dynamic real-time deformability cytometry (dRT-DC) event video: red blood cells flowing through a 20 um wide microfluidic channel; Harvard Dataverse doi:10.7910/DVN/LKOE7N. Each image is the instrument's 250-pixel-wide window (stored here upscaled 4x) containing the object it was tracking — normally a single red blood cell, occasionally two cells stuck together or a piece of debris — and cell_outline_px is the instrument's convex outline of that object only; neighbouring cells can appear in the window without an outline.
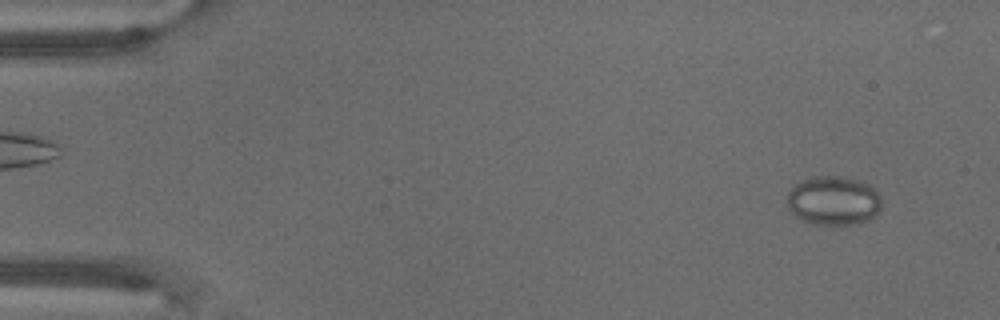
{"species": "common noctule bat (a hibernating species)", "species_latin": "Nyctalus noctula", "temperature_condition": "warm", "stored_images_in_passage": 71, "camera_frame_rate_fps": 3000, "um_per_image_px": 0.085, "animal": {"sex": "male", "body_mass_g": 18.8}, "frame": {"image": 1, "passage_image": 5, "time_ms": 1.333, "image_size_px": [1000, 320], "cell_outline_px": [[880, 208], [876, 216], [868, 220], [856, 224], [808, 224], [800, 220], [788, 208], [788, 192], [796, 184], [812, 176], [840, 176], [856, 180], [868, 184], [880, 196]], "centroid_in_image_um": [70.83, 17.07], "position_along_channel_um": 14.2, "area_um2": 26.93}}
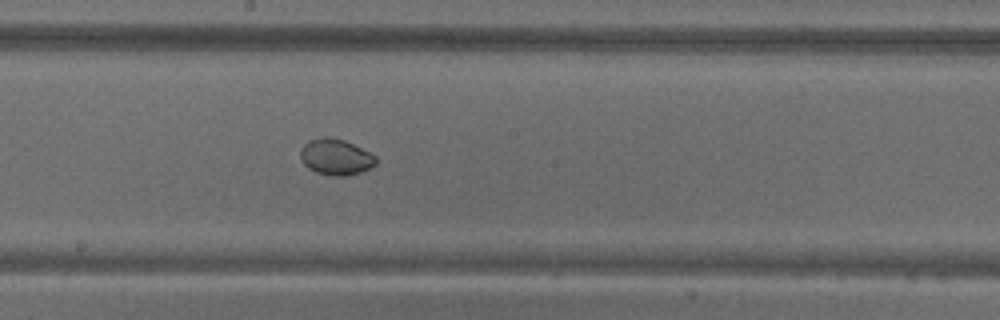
{"frame": {"image": 2, "passage_image": 39, "time_ms": 12.667, "image_size_px": [1000, 320], "cell_outline_px": [[376, 164], [360, 172], [348, 176], [332, 176], [316, 172], [308, 168], [304, 164], [300, 156], [300, 148], [308, 140], [324, 136], [328, 136], [344, 140], [376, 156]], "centroid_in_image_um": [28.5, 13.34], "position_along_channel_um": 219.7, "area_um2": 15.84}}
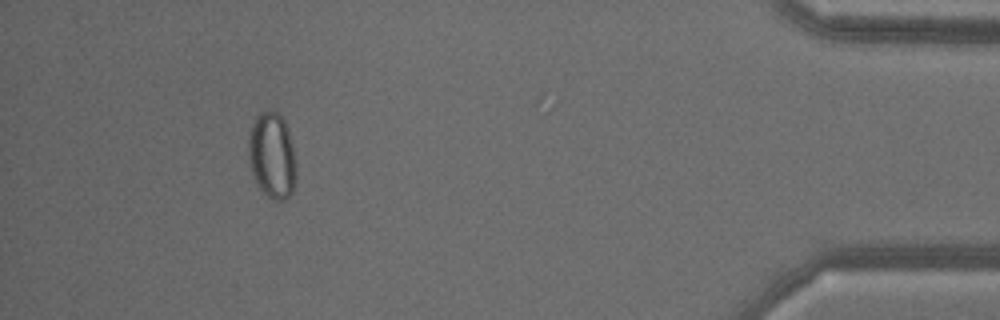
{"frame": {"image": 3, "passage_image": 65, "time_ms": 21.333, "image_size_px": [1000, 320], "cell_outline_px": [[296, 180], [292, 192], [284, 200], [272, 200], [256, 184], [252, 176], [248, 160], [248, 140], [252, 124], [260, 112], [268, 108], [276, 112], [284, 120], [288, 128], [296, 164]], "centroid_in_image_um": [23.11, 13.23], "position_along_channel_um": 412.1, "area_um2": 24.22}}